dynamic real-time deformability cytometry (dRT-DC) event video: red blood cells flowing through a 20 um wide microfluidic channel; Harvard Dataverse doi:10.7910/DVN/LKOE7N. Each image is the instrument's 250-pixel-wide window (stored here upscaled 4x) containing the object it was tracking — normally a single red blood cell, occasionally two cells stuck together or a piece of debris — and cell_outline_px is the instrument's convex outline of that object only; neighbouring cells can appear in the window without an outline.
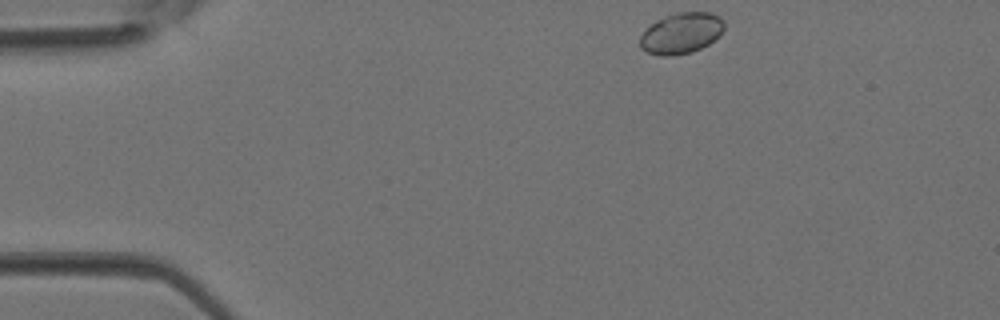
{"species": "Egyptian fruit bat (a non-hibernating species)", "species_latin": "Rousettus aegyptiacus", "temperature_condition": "room temperature", "stored_images_in_passage": 3, "camera_frame_rate_fps": 3000, "um_per_image_px": 0.085, "animal": {"sex": "female"}, "frame": {"image": 1, "passage_image": 1, "time_ms": 0.0, "image_size_px": [1000, 320], "cell_outline_px": [[724, 28], [720, 36], [708, 44], [692, 52], [672, 56], [660, 56], [648, 52], [640, 48], [640, 36], [656, 20], [676, 12], [708, 12], [720, 16], [724, 20]], "centroid_in_image_um": [57.93, 2.82], "position_along_channel_um": 27.1, "area_um2": 20.11}}
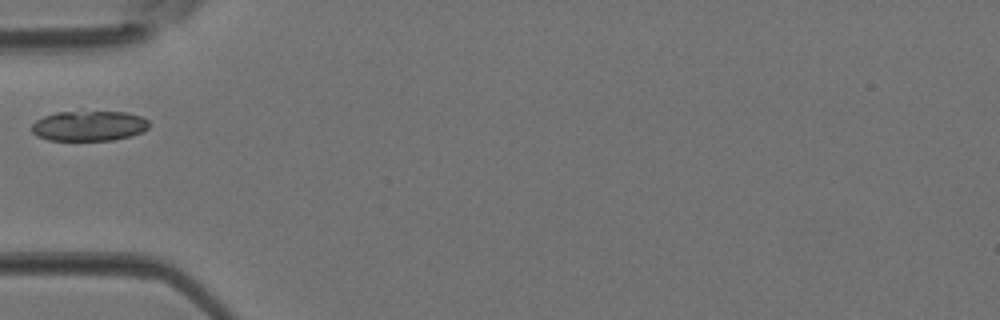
{"frame": {"image": 2, "passage_image": 3, "time_ms": 0.667, "image_size_px": [1000, 320], "cell_outline_px": [[148, 128], [140, 132], [128, 136], [112, 140], [48, 140], [36, 136], [32, 132], [32, 124], [36, 120], [44, 116], [56, 112], [124, 112], [140, 116], [148, 120]], "centroid_in_image_um": [7.52, 10.7], "position_along_channel_um": 77.5, "area_um2": 20.4}}